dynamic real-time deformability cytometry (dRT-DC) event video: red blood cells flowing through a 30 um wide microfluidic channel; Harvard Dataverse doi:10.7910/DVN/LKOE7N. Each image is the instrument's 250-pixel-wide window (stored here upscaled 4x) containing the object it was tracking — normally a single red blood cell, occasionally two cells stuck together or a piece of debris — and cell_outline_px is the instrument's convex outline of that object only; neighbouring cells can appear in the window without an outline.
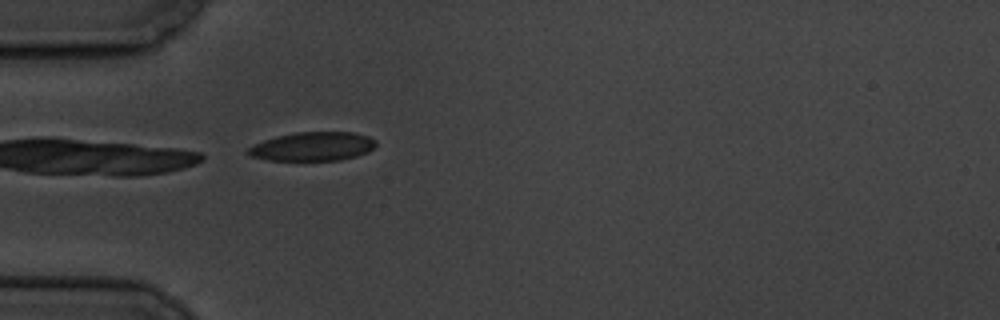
{"species": "common noctule bat (a hibernating species)", "species_latin": "Nyctalus noctula", "temperature_condition": "cold", "stored_images_in_passage": 5, "camera_frame_rate_fps": 3000, "um_per_image_px": 0.085, "animal": {"sex": "male", "body_mass_g": 19.5, "forearm_length_mm": 54.6}, "frame": {"image": 1, "passage_image": 5, "time_ms": 4.667, "image_size_px": [1000, 320], "cell_outline_px": [[376, 148], [368, 152], [356, 156], [340, 160], [268, 160], [248, 156], [244, 152], [248, 148], [264, 140], [276, 136], [296, 132], [352, 132], [368, 136], [376, 140]], "centroid_in_image_um": [26.58, 12.45], "position_along_channel_um": 58.4, "area_um2": 21.62}}